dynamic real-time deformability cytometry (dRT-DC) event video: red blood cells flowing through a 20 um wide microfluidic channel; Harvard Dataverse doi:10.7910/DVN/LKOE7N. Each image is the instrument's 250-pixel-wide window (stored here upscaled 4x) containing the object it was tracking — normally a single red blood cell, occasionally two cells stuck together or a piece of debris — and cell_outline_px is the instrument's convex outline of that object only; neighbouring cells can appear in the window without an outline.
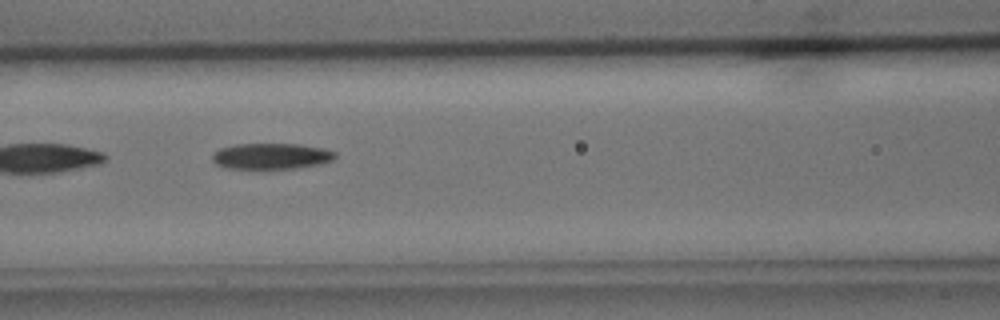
{"species": "common noctule bat (a hibernating species)", "species_latin": "Nyctalus noctula", "temperature_condition": "cold", "stored_images_in_passage": 8, "segment_of_instrument_passage": [2, 2], "camera_frame_rate_fps": 3000, "um_per_image_px": 0.085, "animal": {"sex": "male", "body_mass_g": 15.6}, "frame": {"image": 1, "passage_image": 7, "time_ms": 7.0, "image_size_px": [1000, 320], "cell_outline_px": [[336, 156], [332, 160], [320, 164], [300, 168], [224, 168], [216, 164], [212, 160], [212, 156], [220, 148], [236, 144], [300, 144], [324, 148], [336, 152]], "centroid_in_image_um": [23.08, 13.27], "position_along_channel_um": 143.5, "area_um2": 18.55}}